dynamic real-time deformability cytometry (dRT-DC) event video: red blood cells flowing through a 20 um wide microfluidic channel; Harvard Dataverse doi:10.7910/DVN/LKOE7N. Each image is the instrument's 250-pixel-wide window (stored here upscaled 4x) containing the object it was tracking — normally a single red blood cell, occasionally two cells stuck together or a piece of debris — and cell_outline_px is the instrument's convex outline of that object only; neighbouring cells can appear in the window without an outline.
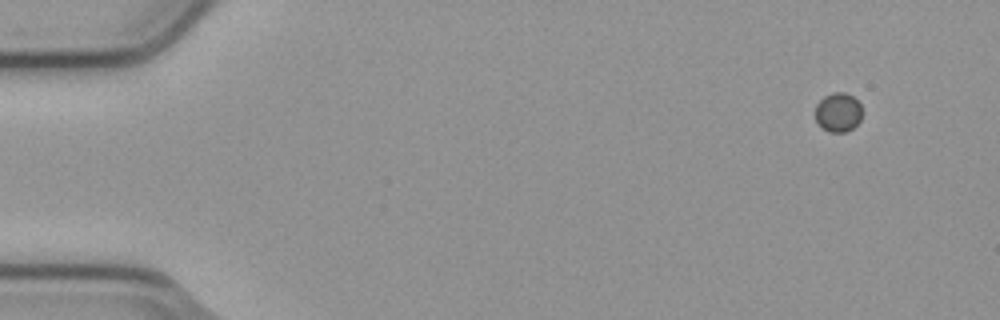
{"species": "common noctule bat (a hibernating species)", "species_latin": "Nyctalus noctula", "temperature_condition": "cold", "stored_images_in_passage": 6, "camera_frame_rate_fps": 3000, "um_per_image_px": 0.085, "animal": {"sex": "male", "body_mass_g": 23.1, "forearm_length_mm": 52.7}, "frame": {"image": 1, "passage_image": 1, "time_ms": 0.0, "image_size_px": [1000, 320], "cell_outline_px": [[860, 120], [852, 128], [844, 132], [828, 132], [816, 120], [816, 104], [824, 96], [832, 92], [844, 92], [852, 96], [860, 104]], "centroid_in_image_um": [71.23, 9.53], "position_along_channel_um": 13.8, "area_um2": 10.46}}
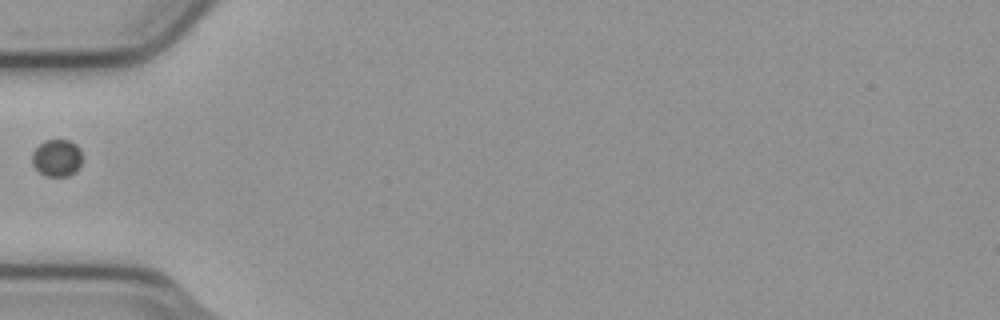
{"frame": {"image": 2, "passage_image": 5, "time_ms": 1.333, "image_size_px": [1000, 320], "cell_outline_px": [[80, 164], [76, 172], [68, 176], [44, 176], [32, 164], [32, 152], [44, 140], [68, 140], [76, 144], [80, 148]], "centroid_in_image_um": [4.82, 13.43], "position_along_channel_um": 80.2, "area_um2": 10.81}}
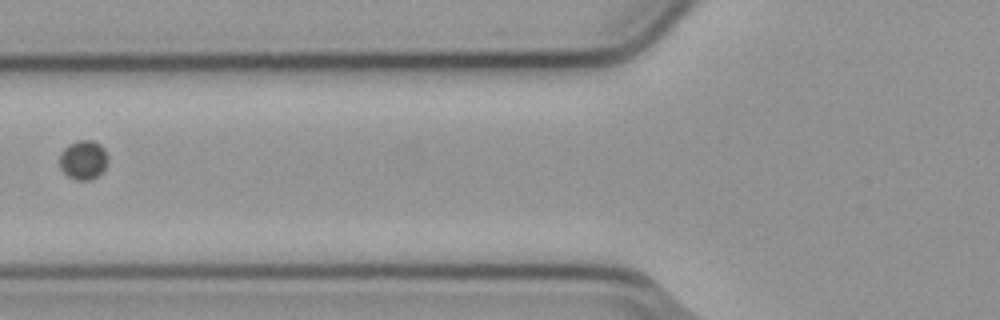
{"frame": {"image": 3, "passage_image": 6, "time_ms": 1.667, "image_size_px": [1000, 320], "cell_outline_px": [[108, 160], [104, 168], [92, 180], [76, 180], [68, 176], [60, 168], [60, 152], [68, 144], [76, 140], [92, 140], [100, 144], [104, 148], [108, 156]], "centroid_in_image_um": [7.07, 13.57], "position_along_channel_um": 118.7, "area_um2": 11.1}}